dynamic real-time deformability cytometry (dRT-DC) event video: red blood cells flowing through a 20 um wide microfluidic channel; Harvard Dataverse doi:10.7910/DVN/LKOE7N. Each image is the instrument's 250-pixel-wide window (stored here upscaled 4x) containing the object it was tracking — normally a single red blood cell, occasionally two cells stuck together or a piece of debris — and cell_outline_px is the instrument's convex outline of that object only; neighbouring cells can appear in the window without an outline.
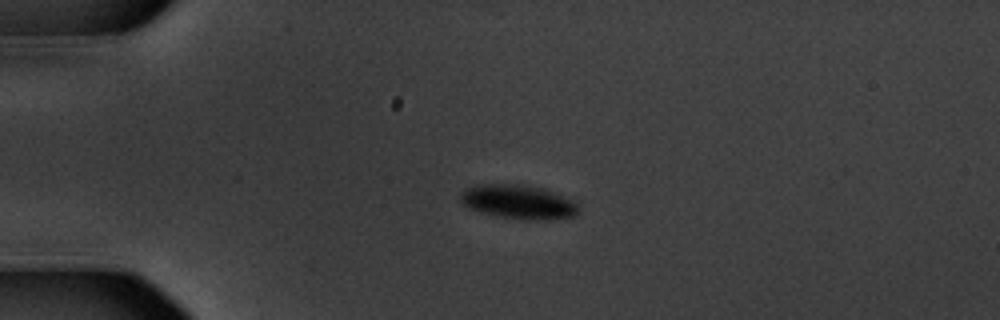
{"species": "common noctule bat (a hibernating species)", "species_latin": "Nyctalus noctula", "temperature_condition": "warm", "stored_images_in_passage": 44, "camera_frame_rate_fps": 3000, "um_per_image_px": 0.085, "animal": {"sex": "male", "body_mass_g": 20.1, "forearm_length_mm": 53.5}, "frame": {"image": 1, "passage_image": 1, "time_ms": 0.0, "image_size_px": [1000, 320], "cell_outline_px": [[580, 212], [576, 216], [548, 220], [524, 220], [496, 216], [480, 212], [464, 204], [460, 200], [460, 192], [476, 184], [516, 184], [536, 188], [576, 200], [580, 208]], "centroid_in_image_um": [44.1, 17.19], "position_along_channel_um": 40.9, "area_um2": 23.41}}
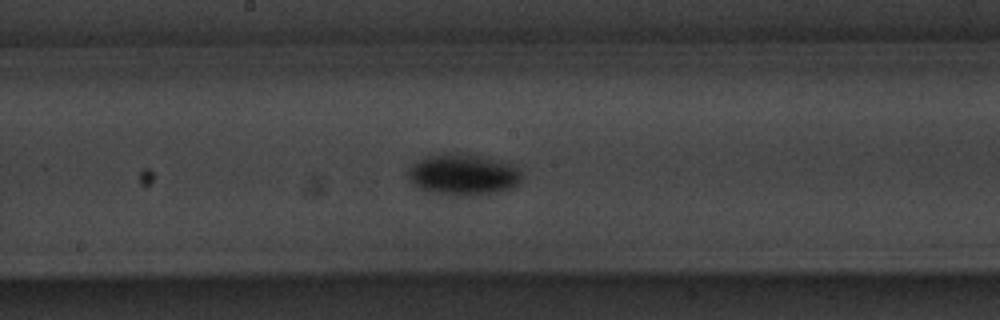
{"frame": {"image": 2, "passage_image": 18, "time_ms": 5.667, "image_size_px": [1000, 320], "cell_outline_px": [[520, 180], [512, 188], [496, 192], [468, 196], [452, 196], [428, 192], [412, 184], [408, 176], [408, 168], [412, 164], [428, 156], [452, 152], [480, 156], [512, 164], [520, 172]], "centroid_in_image_um": [39.32, 14.86], "position_along_channel_um": 208.9, "area_um2": 27.22}}
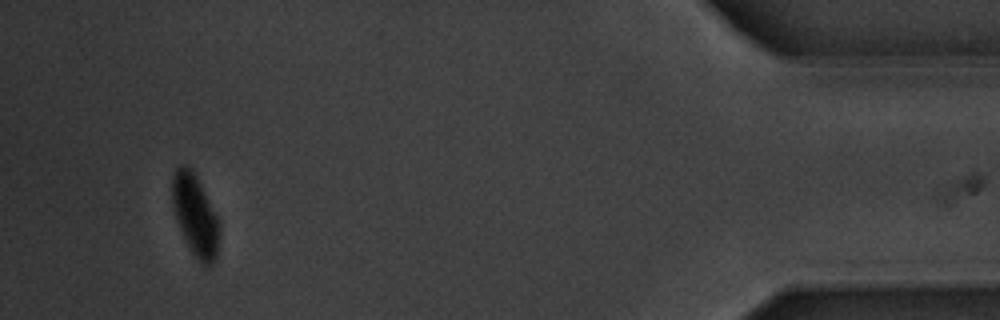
{"frame": {"image": 3, "passage_image": 41, "time_ms": 13.333, "image_size_px": [1000, 320], "cell_outline_px": [[220, 236], [216, 260], [212, 264], [204, 268], [200, 264], [192, 252], [176, 220], [172, 204], [172, 176], [176, 168], [180, 164], [184, 164], [192, 168], [220, 224]], "centroid_in_image_um": [16.6, 18.33], "position_along_channel_um": 418.6, "area_um2": 22.37}, "authors_computed_cell_mechanics": {"area_um2": 24.6806, "velocity_mm_per_s": 3.5718, "shape_relaxation_time_tau1_ms": 1.8309, "shape_relaxation_time_tau2_ms": null, "deformation_change_tau1": 0.1169, "deformation_change_tau2": null}}